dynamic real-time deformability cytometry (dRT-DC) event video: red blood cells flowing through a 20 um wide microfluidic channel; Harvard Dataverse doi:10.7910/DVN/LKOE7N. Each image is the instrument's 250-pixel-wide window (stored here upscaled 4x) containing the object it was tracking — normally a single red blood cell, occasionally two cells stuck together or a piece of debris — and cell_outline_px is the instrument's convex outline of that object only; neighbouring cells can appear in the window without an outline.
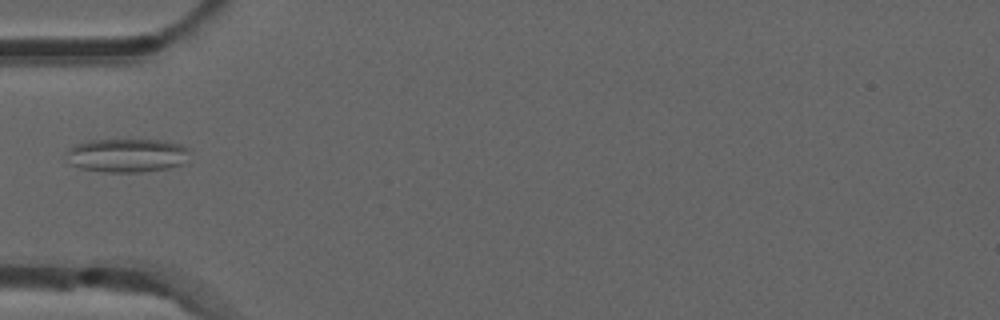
{"species": "common noctule bat (a hibernating species)", "species_latin": "Nyctalus noctula", "temperature_condition": "room temperature", "stored_images_in_passage": 36, "camera_frame_rate_fps": 3000, "um_per_image_px": 0.085, "animal": {"sex": "male", "forearm_length_mm": 52.5}, "frame": {"image": 1, "passage_image": 1, "time_ms": 0.0, "image_size_px": [1000, 320], "cell_outline_px": [[188, 164], [168, 168], [140, 172], [104, 172], [80, 168], [68, 164], [68, 148], [76, 144], [88, 140], [160, 140], [180, 144], [188, 148]], "centroid_in_image_um": [10.81, 13.21], "position_along_channel_um": 74.2, "area_um2": 24.45}}
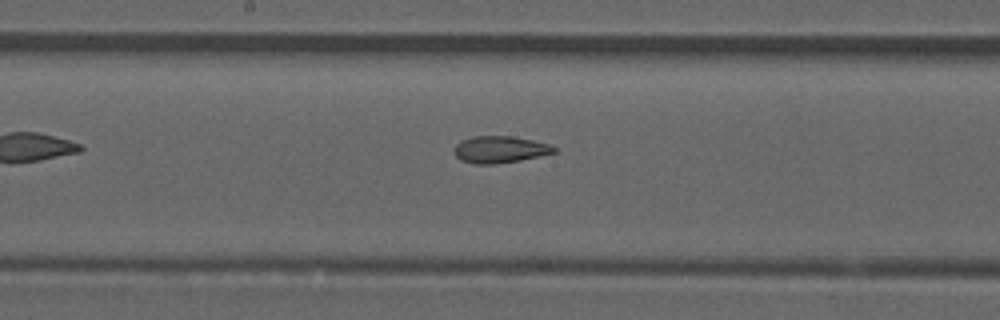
{"frame": {"image": 2, "passage_image": 11, "time_ms": 3.333, "image_size_px": [1000, 320], "cell_outline_px": [[556, 152], [540, 156], [520, 160], [496, 164], [472, 164], [460, 160], [452, 152], [452, 148], [460, 140], [472, 136], [512, 136], [532, 140], [548, 144], [556, 148]], "centroid_in_image_um": [42.42, 12.71], "position_along_channel_um": 205.8, "area_um2": 15.84}}
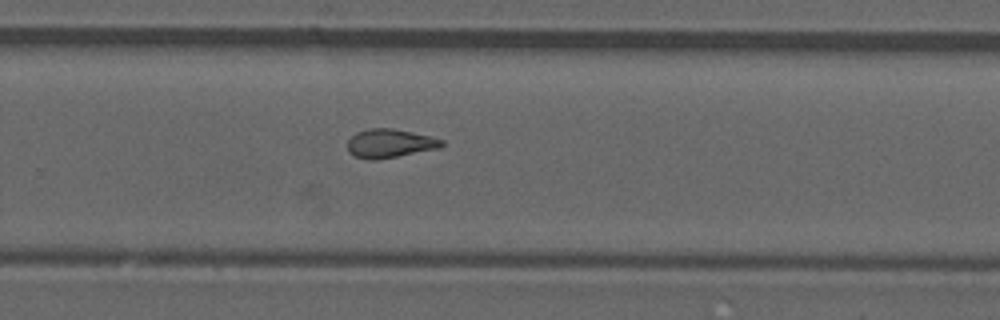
{"frame": {"image": 3, "passage_image": 18, "time_ms": 5.667, "image_size_px": [1000, 320], "cell_outline_px": [[444, 144], [440, 148], [376, 160], [368, 160], [352, 156], [348, 152], [348, 140], [356, 132], [368, 128], [392, 128], [412, 132], [444, 140]], "centroid_in_image_um": [33.1, 12.19], "position_along_channel_um": 296.7, "area_um2": 15.84}}